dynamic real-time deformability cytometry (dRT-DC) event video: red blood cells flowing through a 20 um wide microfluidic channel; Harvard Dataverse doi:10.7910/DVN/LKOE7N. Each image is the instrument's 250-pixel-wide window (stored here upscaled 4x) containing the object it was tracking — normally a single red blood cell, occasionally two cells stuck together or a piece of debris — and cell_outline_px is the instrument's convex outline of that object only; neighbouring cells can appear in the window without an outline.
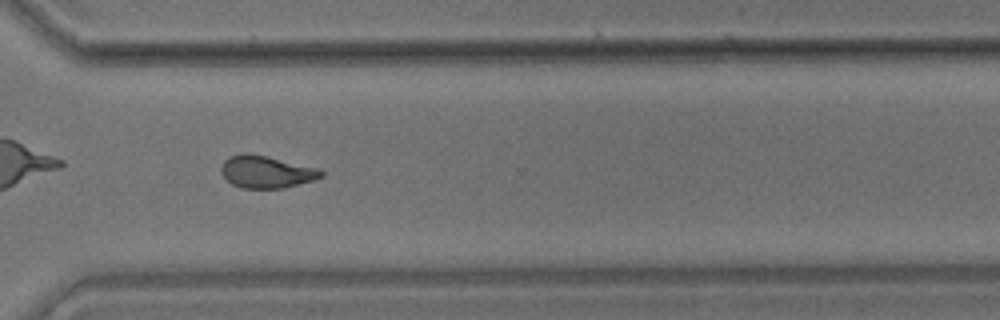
{"species": "common noctule bat (a hibernating species)", "species_latin": "Nyctalus noctula", "temperature_condition": "room temperature", "stored_images_in_passage": 36, "camera_frame_rate_fps": 3000, "um_per_image_px": 0.085, "animal": {"sex": "male", "body_mass_g": 17.9}, "frame": {"image": 1, "passage_image": 26, "time_ms": 8.333, "image_size_px": [1000, 320], "cell_outline_px": [[324, 176], [312, 180], [284, 188], [240, 188], [232, 184], [220, 172], [220, 168], [224, 160], [232, 156], [268, 156], [320, 168], [324, 172]], "centroid_in_image_um": [22.69, 14.64], "position_along_channel_um": 347.9, "area_um2": 18.38}, "authors_computed_cell_mechanics": {"area_um2": 18.8428, "velocity_mm_per_s": 3.5697, "shape_relaxation_time_tau1_ms": null, "shape_relaxation_time_tau2_ms": 2.7561, "deformation_change_tau1": null, "deformation_change_tau2": 0.0878}}